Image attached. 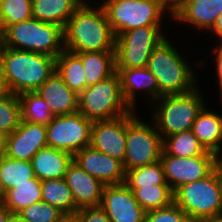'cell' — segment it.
Here are the masks:
<instances>
[{
	"mask_svg": "<svg viewBox=\"0 0 222 222\" xmlns=\"http://www.w3.org/2000/svg\"><path fill=\"white\" fill-rule=\"evenodd\" d=\"M202 222H222V215L202 219Z\"/></svg>",
	"mask_w": 222,
	"mask_h": 222,
	"instance_id": "obj_45",
	"label": "cell"
},
{
	"mask_svg": "<svg viewBox=\"0 0 222 222\" xmlns=\"http://www.w3.org/2000/svg\"><path fill=\"white\" fill-rule=\"evenodd\" d=\"M73 156L52 147L40 149L31 159L34 175L40 181L65 178Z\"/></svg>",
	"mask_w": 222,
	"mask_h": 222,
	"instance_id": "obj_22",
	"label": "cell"
},
{
	"mask_svg": "<svg viewBox=\"0 0 222 222\" xmlns=\"http://www.w3.org/2000/svg\"><path fill=\"white\" fill-rule=\"evenodd\" d=\"M126 136L127 114L112 120L94 121L90 146L123 163L126 153Z\"/></svg>",
	"mask_w": 222,
	"mask_h": 222,
	"instance_id": "obj_14",
	"label": "cell"
},
{
	"mask_svg": "<svg viewBox=\"0 0 222 222\" xmlns=\"http://www.w3.org/2000/svg\"><path fill=\"white\" fill-rule=\"evenodd\" d=\"M13 216L14 215L4 204L0 207V222H10Z\"/></svg>",
	"mask_w": 222,
	"mask_h": 222,
	"instance_id": "obj_43",
	"label": "cell"
},
{
	"mask_svg": "<svg viewBox=\"0 0 222 222\" xmlns=\"http://www.w3.org/2000/svg\"><path fill=\"white\" fill-rule=\"evenodd\" d=\"M60 222H75L73 216H66Z\"/></svg>",
	"mask_w": 222,
	"mask_h": 222,
	"instance_id": "obj_48",
	"label": "cell"
},
{
	"mask_svg": "<svg viewBox=\"0 0 222 222\" xmlns=\"http://www.w3.org/2000/svg\"><path fill=\"white\" fill-rule=\"evenodd\" d=\"M18 97L23 121L48 125L53 120L49 105L36 91L23 92Z\"/></svg>",
	"mask_w": 222,
	"mask_h": 222,
	"instance_id": "obj_29",
	"label": "cell"
},
{
	"mask_svg": "<svg viewBox=\"0 0 222 222\" xmlns=\"http://www.w3.org/2000/svg\"><path fill=\"white\" fill-rule=\"evenodd\" d=\"M4 47L5 45H4L3 30L0 28V58H1Z\"/></svg>",
	"mask_w": 222,
	"mask_h": 222,
	"instance_id": "obj_46",
	"label": "cell"
},
{
	"mask_svg": "<svg viewBox=\"0 0 222 222\" xmlns=\"http://www.w3.org/2000/svg\"><path fill=\"white\" fill-rule=\"evenodd\" d=\"M187 222H202V220H197V219H189Z\"/></svg>",
	"mask_w": 222,
	"mask_h": 222,
	"instance_id": "obj_50",
	"label": "cell"
},
{
	"mask_svg": "<svg viewBox=\"0 0 222 222\" xmlns=\"http://www.w3.org/2000/svg\"><path fill=\"white\" fill-rule=\"evenodd\" d=\"M3 205V199L0 198V207Z\"/></svg>",
	"mask_w": 222,
	"mask_h": 222,
	"instance_id": "obj_52",
	"label": "cell"
},
{
	"mask_svg": "<svg viewBox=\"0 0 222 222\" xmlns=\"http://www.w3.org/2000/svg\"><path fill=\"white\" fill-rule=\"evenodd\" d=\"M89 3H83L68 19L64 28L65 49L74 53L115 51L116 37L103 7Z\"/></svg>",
	"mask_w": 222,
	"mask_h": 222,
	"instance_id": "obj_1",
	"label": "cell"
},
{
	"mask_svg": "<svg viewBox=\"0 0 222 222\" xmlns=\"http://www.w3.org/2000/svg\"><path fill=\"white\" fill-rule=\"evenodd\" d=\"M7 135L0 132V158L6 156Z\"/></svg>",
	"mask_w": 222,
	"mask_h": 222,
	"instance_id": "obj_44",
	"label": "cell"
},
{
	"mask_svg": "<svg viewBox=\"0 0 222 222\" xmlns=\"http://www.w3.org/2000/svg\"><path fill=\"white\" fill-rule=\"evenodd\" d=\"M190 218L174 202L161 209L148 211L144 222H187Z\"/></svg>",
	"mask_w": 222,
	"mask_h": 222,
	"instance_id": "obj_36",
	"label": "cell"
},
{
	"mask_svg": "<svg viewBox=\"0 0 222 222\" xmlns=\"http://www.w3.org/2000/svg\"><path fill=\"white\" fill-rule=\"evenodd\" d=\"M117 37L128 30L141 27H162L165 15L170 12L161 0H102L99 3Z\"/></svg>",
	"mask_w": 222,
	"mask_h": 222,
	"instance_id": "obj_6",
	"label": "cell"
},
{
	"mask_svg": "<svg viewBox=\"0 0 222 222\" xmlns=\"http://www.w3.org/2000/svg\"><path fill=\"white\" fill-rule=\"evenodd\" d=\"M84 66L85 89L109 78L116 72L115 51L77 53Z\"/></svg>",
	"mask_w": 222,
	"mask_h": 222,
	"instance_id": "obj_24",
	"label": "cell"
},
{
	"mask_svg": "<svg viewBox=\"0 0 222 222\" xmlns=\"http://www.w3.org/2000/svg\"><path fill=\"white\" fill-rule=\"evenodd\" d=\"M32 0H3L0 6V28L32 18Z\"/></svg>",
	"mask_w": 222,
	"mask_h": 222,
	"instance_id": "obj_33",
	"label": "cell"
},
{
	"mask_svg": "<svg viewBox=\"0 0 222 222\" xmlns=\"http://www.w3.org/2000/svg\"><path fill=\"white\" fill-rule=\"evenodd\" d=\"M101 208L111 222H144L146 211L125 183L105 185Z\"/></svg>",
	"mask_w": 222,
	"mask_h": 222,
	"instance_id": "obj_13",
	"label": "cell"
},
{
	"mask_svg": "<svg viewBox=\"0 0 222 222\" xmlns=\"http://www.w3.org/2000/svg\"><path fill=\"white\" fill-rule=\"evenodd\" d=\"M217 158L209 151L200 156L180 158L166 154L162 150L160 162L166 182L174 192L183 184L203 179L209 175L214 169Z\"/></svg>",
	"mask_w": 222,
	"mask_h": 222,
	"instance_id": "obj_12",
	"label": "cell"
},
{
	"mask_svg": "<svg viewBox=\"0 0 222 222\" xmlns=\"http://www.w3.org/2000/svg\"><path fill=\"white\" fill-rule=\"evenodd\" d=\"M16 216L24 222H60L66 217L58 208L44 201L33 203Z\"/></svg>",
	"mask_w": 222,
	"mask_h": 222,
	"instance_id": "obj_35",
	"label": "cell"
},
{
	"mask_svg": "<svg viewBox=\"0 0 222 222\" xmlns=\"http://www.w3.org/2000/svg\"><path fill=\"white\" fill-rule=\"evenodd\" d=\"M55 71L76 94L79 95L85 89L84 66L81 57L77 53L64 49L56 57Z\"/></svg>",
	"mask_w": 222,
	"mask_h": 222,
	"instance_id": "obj_25",
	"label": "cell"
},
{
	"mask_svg": "<svg viewBox=\"0 0 222 222\" xmlns=\"http://www.w3.org/2000/svg\"><path fill=\"white\" fill-rule=\"evenodd\" d=\"M116 72L121 80V91L124 100L132 110H137L138 91L143 94L145 92V100H148L150 104L159 99L156 77L147 67L116 69Z\"/></svg>",
	"mask_w": 222,
	"mask_h": 222,
	"instance_id": "obj_17",
	"label": "cell"
},
{
	"mask_svg": "<svg viewBox=\"0 0 222 222\" xmlns=\"http://www.w3.org/2000/svg\"><path fill=\"white\" fill-rule=\"evenodd\" d=\"M39 201H42V193L41 181L37 177L7 190L3 198V204L13 215Z\"/></svg>",
	"mask_w": 222,
	"mask_h": 222,
	"instance_id": "obj_27",
	"label": "cell"
},
{
	"mask_svg": "<svg viewBox=\"0 0 222 222\" xmlns=\"http://www.w3.org/2000/svg\"><path fill=\"white\" fill-rule=\"evenodd\" d=\"M42 201L58 208L66 216H73L79 208L65 178L41 181Z\"/></svg>",
	"mask_w": 222,
	"mask_h": 222,
	"instance_id": "obj_26",
	"label": "cell"
},
{
	"mask_svg": "<svg viewBox=\"0 0 222 222\" xmlns=\"http://www.w3.org/2000/svg\"><path fill=\"white\" fill-rule=\"evenodd\" d=\"M73 218L75 222H111L101 206L80 208Z\"/></svg>",
	"mask_w": 222,
	"mask_h": 222,
	"instance_id": "obj_37",
	"label": "cell"
},
{
	"mask_svg": "<svg viewBox=\"0 0 222 222\" xmlns=\"http://www.w3.org/2000/svg\"><path fill=\"white\" fill-rule=\"evenodd\" d=\"M162 148L166 154L180 158L200 156L207 152L192 130L164 137Z\"/></svg>",
	"mask_w": 222,
	"mask_h": 222,
	"instance_id": "obj_28",
	"label": "cell"
},
{
	"mask_svg": "<svg viewBox=\"0 0 222 222\" xmlns=\"http://www.w3.org/2000/svg\"><path fill=\"white\" fill-rule=\"evenodd\" d=\"M77 111L93 122L116 119L131 112L122 95L119 74L115 72L84 89L78 95Z\"/></svg>",
	"mask_w": 222,
	"mask_h": 222,
	"instance_id": "obj_7",
	"label": "cell"
},
{
	"mask_svg": "<svg viewBox=\"0 0 222 222\" xmlns=\"http://www.w3.org/2000/svg\"><path fill=\"white\" fill-rule=\"evenodd\" d=\"M129 189L146 212L165 208L173 203V191L170 185H150Z\"/></svg>",
	"mask_w": 222,
	"mask_h": 222,
	"instance_id": "obj_30",
	"label": "cell"
},
{
	"mask_svg": "<svg viewBox=\"0 0 222 222\" xmlns=\"http://www.w3.org/2000/svg\"><path fill=\"white\" fill-rule=\"evenodd\" d=\"M173 202L190 219L202 220L222 215V196L216 172L186 183L173 192Z\"/></svg>",
	"mask_w": 222,
	"mask_h": 222,
	"instance_id": "obj_9",
	"label": "cell"
},
{
	"mask_svg": "<svg viewBox=\"0 0 222 222\" xmlns=\"http://www.w3.org/2000/svg\"><path fill=\"white\" fill-rule=\"evenodd\" d=\"M199 90L197 86L188 93L165 95L149 104L154 109L151 117L162 139L192 129L198 113L207 105Z\"/></svg>",
	"mask_w": 222,
	"mask_h": 222,
	"instance_id": "obj_4",
	"label": "cell"
},
{
	"mask_svg": "<svg viewBox=\"0 0 222 222\" xmlns=\"http://www.w3.org/2000/svg\"><path fill=\"white\" fill-rule=\"evenodd\" d=\"M129 188H141L150 185H169L166 182L163 166L160 161L142 167L127 170L125 182Z\"/></svg>",
	"mask_w": 222,
	"mask_h": 222,
	"instance_id": "obj_32",
	"label": "cell"
},
{
	"mask_svg": "<svg viewBox=\"0 0 222 222\" xmlns=\"http://www.w3.org/2000/svg\"><path fill=\"white\" fill-rule=\"evenodd\" d=\"M171 40L168 37L164 39L148 60L147 68L156 77L159 98L188 93L199 85L192 64L178 52Z\"/></svg>",
	"mask_w": 222,
	"mask_h": 222,
	"instance_id": "obj_3",
	"label": "cell"
},
{
	"mask_svg": "<svg viewBox=\"0 0 222 222\" xmlns=\"http://www.w3.org/2000/svg\"><path fill=\"white\" fill-rule=\"evenodd\" d=\"M162 29L145 26L119 34L115 40V69L147 67L152 51L167 38Z\"/></svg>",
	"mask_w": 222,
	"mask_h": 222,
	"instance_id": "obj_10",
	"label": "cell"
},
{
	"mask_svg": "<svg viewBox=\"0 0 222 222\" xmlns=\"http://www.w3.org/2000/svg\"><path fill=\"white\" fill-rule=\"evenodd\" d=\"M32 18L65 28L68 19L82 5L79 0H32Z\"/></svg>",
	"mask_w": 222,
	"mask_h": 222,
	"instance_id": "obj_23",
	"label": "cell"
},
{
	"mask_svg": "<svg viewBox=\"0 0 222 222\" xmlns=\"http://www.w3.org/2000/svg\"><path fill=\"white\" fill-rule=\"evenodd\" d=\"M31 161L17 160L7 156L1 158V181L5 192L34 178Z\"/></svg>",
	"mask_w": 222,
	"mask_h": 222,
	"instance_id": "obj_31",
	"label": "cell"
},
{
	"mask_svg": "<svg viewBox=\"0 0 222 222\" xmlns=\"http://www.w3.org/2000/svg\"><path fill=\"white\" fill-rule=\"evenodd\" d=\"M4 45L57 57L64 49V28L35 18L16 23L3 30Z\"/></svg>",
	"mask_w": 222,
	"mask_h": 222,
	"instance_id": "obj_5",
	"label": "cell"
},
{
	"mask_svg": "<svg viewBox=\"0 0 222 222\" xmlns=\"http://www.w3.org/2000/svg\"><path fill=\"white\" fill-rule=\"evenodd\" d=\"M10 222H24V221H22L18 216L14 215L11 218Z\"/></svg>",
	"mask_w": 222,
	"mask_h": 222,
	"instance_id": "obj_49",
	"label": "cell"
},
{
	"mask_svg": "<svg viewBox=\"0 0 222 222\" xmlns=\"http://www.w3.org/2000/svg\"><path fill=\"white\" fill-rule=\"evenodd\" d=\"M10 91L5 81L4 72L0 63V98L9 94Z\"/></svg>",
	"mask_w": 222,
	"mask_h": 222,
	"instance_id": "obj_42",
	"label": "cell"
},
{
	"mask_svg": "<svg viewBox=\"0 0 222 222\" xmlns=\"http://www.w3.org/2000/svg\"><path fill=\"white\" fill-rule=\"evenodd\" d=\"M213 56L215 57V66H216V73H217V80H218V88L219 92L221 93L222 99V44H218L212 48ZM215 54V55H214Z\"/></svg>",
	"mask_w": 222,
	"mask_h": 222,
	"instance_id": "obj_38",
	"label": "cell"
},
{
	"mask_svg": "<svg viewBox=\"0 0 222 222\" xmlns=\"http://www.w3.org/2000/svg\"><path fill=\"white\" fill-rule=\"evenodd\" d=\"M65 180L76 206H100L104 184L84 171L74 160L68 165Z\"/></svg>",
	"mask_w": 222,
	"mask_h": 222,
	"instance_id": "obj_18",
	"label": "cell"
},
{
	"mask_svg": "<svg viewBox=\"0 0 222 222\" xmlns=\"http://www.w3.org/2000/svg\"><path fill=\"white\" fill-rule=\"evenodd\" d=\"M36 92L47 102L54 116L72 114L78 110V94L64 83L56 71Z\"/></svg>",
	"mask_w": 222,
	"mask_h": 222,
	"instance_id": "obj_20",
	"label": "cell"
},
{
	"mask_svg": "<svg viewBox=\"0 0 222 222\" xmlns=\"http://www.w3.org/2000/svg\"><path fill=\"white\" fill-rule=\"evenodd\" d=\"M93 121L80 112L54 116L46 125L48 147L65 151L72 156L90 146Z\"/></svg>",
	"mask_w": 222,
	"mask_h": 222,
	"instance_id": "obj_11",
	"label": "cell"
},
{
	"mask_svg": "<svg viewBox=\"0 0 222 222\" xmlns=\"http://www.w3.org/2000/svg\"><path fill=\"white\" fill-rule=\"evenodd\" d=\"M211 35L216 36L218 44H222V13L218 16L213 27L209 30Z\"/></svg>",
	"mask_w": 222,
	"mask_h": 222,
	"instance_id": "obj_40",
	"label": "cell"
},
{
	"mask_svg": "<svg viewBox=\"0 0 222 222\" xmlns=\"http://www.w3.org/2000/svg\"><path fill=\"white\" fill-rule=\"evenodd\" d=\"M73 160L89 175L100 180L104 185L125 182L123 163L109 155L95 150L91 146L83 148L73 156Z\"/></svg>",
	"mask_w": 222,
	"mask_h": 222,
	"instance_id": "obj_16",
	"label": "cell"
},
{
	"mask_svg": "<svg viewBox=\"0 0 222 222\" xmlns=\"http://www.w3.org/2000/svg\"><path fill=\"white\" fill-rule=\"evenodd\" d=\"M47 146L46 125L21 120L19 126L7 135L6 156L31 161L40 149Z\"/></svg>",
	"mask_w": 222,
	"mask_h": 222,
	"instance_id": "obj_15",
	"label": "cell"
},
{
	"mask_svg": "<svg viewBox=\"0 0 222 222\" xmlns=\"http://www.w3.org/2000/svg\"><path fill=\"white\" fill-rule=\"evenodd\" d=\"M79 1H80L82 4L88 2V0H79Z\"/></svg>",
	"mask_w": 222,
	"mask_h": 222,
	"instance_id": "obj_51",
	"label": "cell"
},
{
	"mask_svg": "<svg viewBox=\"0 0 222 222\" xmlns=\"http://www.w3.org/2000/svg\"><path fill=\"white\" fill-rule=\"evenodd\" d=\"M5 196V189L3 187L2 181H1V158H0V198H4Z\"/></svg>",
	"mask_w": 222,
	"mask_h": 222,
	"instance_id": "obj_47",
	"label": "cell"
},
{
	"mask_svg": "<svg viewBox=\"0 0 222 222\" xmlns=\"http://www.w3.org/2000/svg\"><path fill=\"white\" fill-rule=\"evenodd\" d=\"M215 112L205 105L198 113L191 130L206 151L222 157V115Z\"/></svg>",
	"mask_w": 222,
	"mask_h": 222,
	"instance_id": "obj_21",
	"label": "cell"
},
{
	"mask_svg": "<svg viewBox=\"0 0 222 222\" xmlns=\"http://www.w3.org/2000/svg\"><path fill=\"white\" fill-rule=\"evenodd\" d=\"M222 13V0H187L184 5L172 15V21L180 22L199 30H209Z\"/></svg>",
	"mask_w": 222,
	"mask_h": 222,
	"instance_id": "obj_19",
	"label": "cell"
},
{
	"mask_svg": "<svg viewBox=\"0 0 222 222\" xmlns=\"http://www.w3.org/2000/svg\"><path fill=\"white\" fill-rule=\"evenodd\" d=\"M0 63L10 93L36 91L55 71L56 58L50 55L4 47Z\"/></svg>",
	"mask_w": 222,
	"mask_h": 222,
	"instance_id": "obj_2",
	"label": "cell"
},
{
	"mask_svg": "<svg viewBox=\"0 0 222 222\" xmlns=\"http://www.w3.org/2000/svg\"><path fill=\"white\" fill-rule=\"evenodd\" d=\"M216 172L222 196V157H218L213 169Z\"/></svg>",
	"mask_w": 222,
	"mask_h": 222,
	"instance_id": "obj_41",
	"label": "cell"
},
{
	"mask_svg": "<svg viewBox=\"0 0 222 222\" xmlns=\"http://www.w3.org/2000/svg\"><path fill=\"white\" fill-rule=\"evenodd\" d=\"M135 110L127 113L125 172L160 161L163 139L153 121L151 124L138 117Z\"/></svg>",
	"mask_w": 222,
	"mask_h": 222,
	"instance_id": "obj_8",
	"label": "cell"
},
{
	"mask_svg": "<svg viewBox=\"0 0 222 222\" xmlns=\"http://www.w3.org/2000/svg\"><path fill=\"white\" fill-rule=\"evenodd\" d=\"M187 0H161L163 6L170 12V19L172 15L176 13Z\"/></svg>",
	"mask_w": 222,
	"mask_h": 222,
	"instance_id": "obj_39",
	"label": "cell"
},
{
	"mask_svg": "<svg viewBox=\"0 0 222 222\" xmlns=\"http://www.w3.org/2000/svg\"><path fill=\"white\" fill-rule=\"evenodd\" d=\"M22 120L18 95L9 93L0 98V132L10 135Z\"/></svg>",
	"mask_w": 222,
	"mask_h": 222,
	"instance_id": "obj_34",
	"label": "cell"
}]
</instances>
